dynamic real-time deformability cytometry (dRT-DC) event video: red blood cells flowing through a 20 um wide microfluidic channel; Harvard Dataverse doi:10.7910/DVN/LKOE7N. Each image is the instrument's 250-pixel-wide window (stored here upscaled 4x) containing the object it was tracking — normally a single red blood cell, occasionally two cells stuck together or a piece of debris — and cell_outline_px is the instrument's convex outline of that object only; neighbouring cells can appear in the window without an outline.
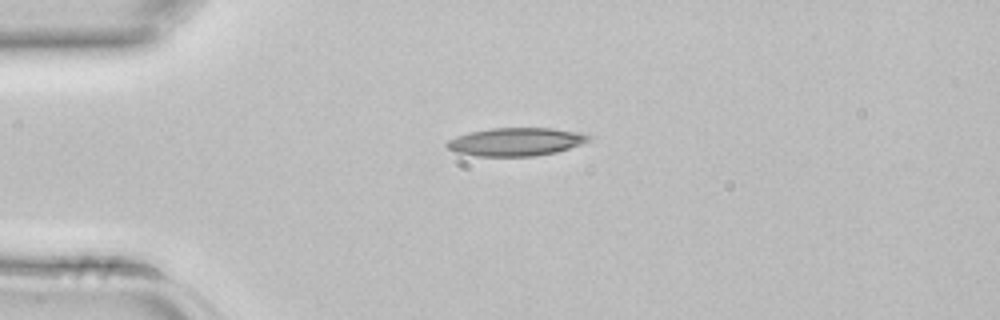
{"species": "common noctule bat (a hibernating species)", "species_latin": "Nyctalus noctula", "temperature_condition": "room temperature", "stored_images_in_passage": 2, "camera_frame_rate_fps": 3000, "um_per_image_px": 0.085, "animal": {"sex": "female", "body_mass_g": 22.7, "forearm_length_mm": 54.2}, "frame": {"image": 1, "passage_image": 1, "time_ms": 0.0, "image_size_px": [1000, 320], "cell_outline_px": [[596, 136], [592, 140], [556, 152], [536, 156], [476, 156], [456, 152], [448, 148], [444, 144], [448, 140], [456, 136], [468, 132], [492, 128], [552, 128], [588, 132]], "centroid_in_image_um": [43.93, 12.04], "position_along_channel_um": 41.1, "area_um2": 23.7}}
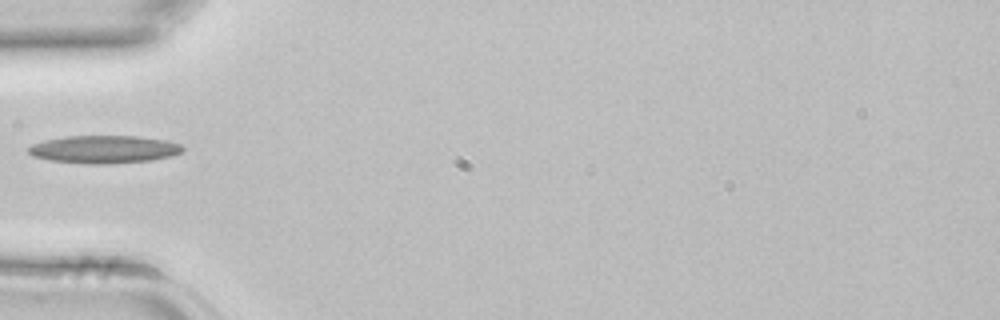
{"frame": {"image": 2, "passage_image": 2, "time_ms": 0.333, "image_size_px": [1000, 320], "cell_outline_px": [[184, 148], [180, 152], [172, 156], [152, 160], [108, 164], [88, 164], [48, 160], [32, 156], [28, 152], [28, 148], [32, 144], [44, 140], [68, 136], [140, 136], [164, 140], [180, 144]], "centroid_in_image_um": [8.82, 12.7], "position_along_channel_um": 76.2, "area_um2": 25.03}}